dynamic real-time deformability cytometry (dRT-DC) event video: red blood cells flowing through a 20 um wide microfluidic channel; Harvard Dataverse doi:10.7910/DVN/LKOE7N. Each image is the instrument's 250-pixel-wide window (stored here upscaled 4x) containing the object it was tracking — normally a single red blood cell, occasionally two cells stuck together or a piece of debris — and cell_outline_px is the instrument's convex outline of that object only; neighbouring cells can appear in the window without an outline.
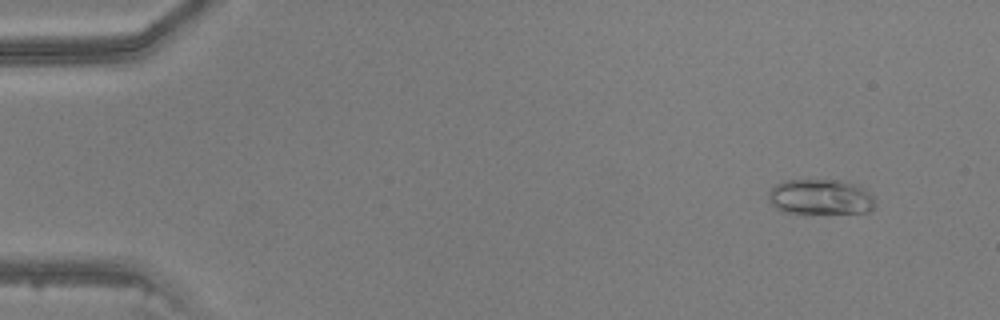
{"species": "common noctule bat (a hibernating species)", "species_latin": "Nyctalus noctula", "temperature_condition": "warm", "stored_images_in_passage": 48, "camera_frame_rate_fps": 3000, "um_per_image_px": 0.085, "animal": {"sex": "male", "body_mass_g": 20.5, "forearm_length_mm": 52.5}, "frame": {"image": 1, "passage_image": 5, "time_ms": 1.333, "image_size_px": [1000, 320], "cell_outline_px": [[876, 208], [864, 212], [784, 212], [776, 208], [768, 200], [768, 192], [776, 184], [784, 180], [844, 180], [860, 184], [872, 196], [876, 204]], "centroid_in_image_um": [69.76, 16.71], "position_along_channel_um": 15.2, "area_um2": 21.96}}
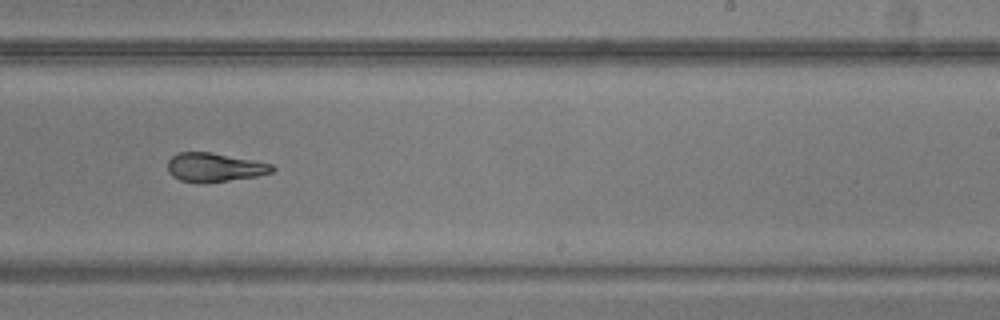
{"frame": {"image": 2, "passage_image": 31, "time_ms": 10.0, "image_size_px": [1000, 320], "cell_outline_px": [[276, 168], [272, 172], [256, 176], [204, 184], [200, 184], [180, 180], [172, 176], [168, 172], [168, 160], [172, 156], [180, 152], [208, 152], [272, 164]], "centroid_in_image_um": [18.19, 14.24], "position_along_channel_um": 270.8, "area_um2": 17.51}}
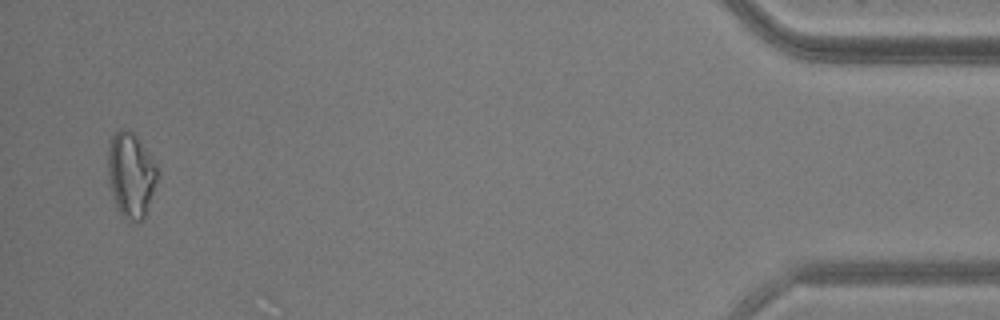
{"frame": {"image": 3, "passage_image": 47, "time_ms": 15.333, "image_size_px": [1000, 320], "cell_outline_px": [[156, 180], [144, 220], [124, 220], [116, 208], [108, 184], [108, 144], [112, 136], [120, 128], [128, 128], [136, 132], [156, 164]], "centroid_in_image_um": [11.09, 14.82], "position_along_channel_um": 424.1, "area_um2": 24.85}}